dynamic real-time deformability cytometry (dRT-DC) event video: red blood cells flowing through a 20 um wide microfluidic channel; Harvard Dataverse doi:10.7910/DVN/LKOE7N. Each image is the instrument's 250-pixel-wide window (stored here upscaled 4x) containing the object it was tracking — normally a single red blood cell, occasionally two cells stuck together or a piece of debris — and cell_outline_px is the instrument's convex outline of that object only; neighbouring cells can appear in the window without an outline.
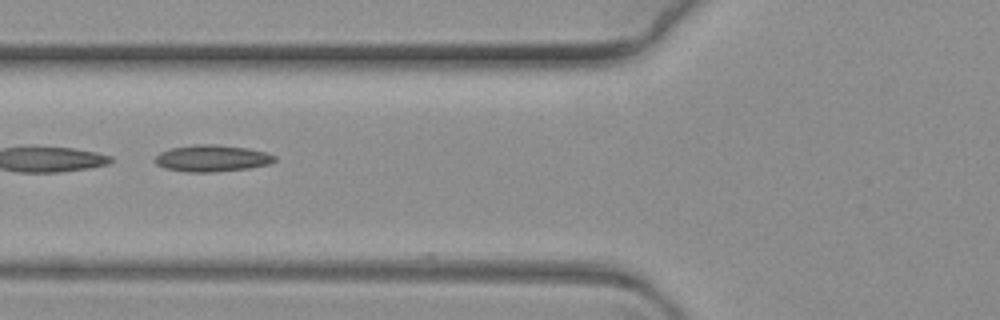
{"species": "common noctule bat (a hibernating species)", "species_latin": "Nyctalus noctula", "temperature_condition": "warm", "stored_images_in_passage": 7, "camera_frame_rate_fps": 3000, "um_per_image_px": 0.085, "animal": {"sex": "female", "body_mass_g": 19.3, "forearm_length_mm": 54.1}, "frame": {"image": 1, "passage_image": 6, "time_ms": 1.667, "image_size_px": [1000, 320], "cell_outline_px": [[276, 160], [272, 164], [248, 168], [212, 172], [188, 172], [164, 168], [156, 164], [156, 156], [160, 152], [172, 148], [196, 144], [216, 144], [248, 148], [268, 152], [276, 156]], "centroid_in_image_um": [18.07, 13.45], "position_along_channel_um": 107.7, "area_um2": 18.67}}